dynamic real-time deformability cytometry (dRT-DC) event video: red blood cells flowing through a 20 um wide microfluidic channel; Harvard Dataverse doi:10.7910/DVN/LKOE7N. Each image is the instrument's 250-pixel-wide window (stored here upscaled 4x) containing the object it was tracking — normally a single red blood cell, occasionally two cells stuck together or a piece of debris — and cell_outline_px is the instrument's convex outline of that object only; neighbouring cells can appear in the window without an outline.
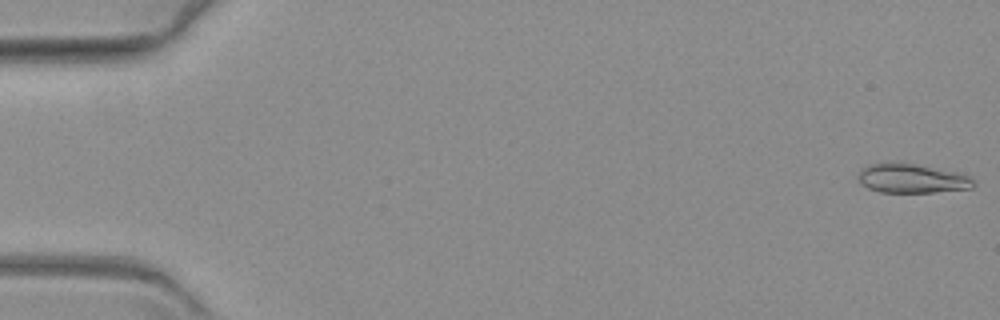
{"species": "common noctule bat (a hibernating species)", "species_latin": "Nyctalus noctula", "temperature_condition": "warm", "stored_images_in_passage": 19, "camera_frame_rate_fps": 3000, "um_per_image_px": 0.085, "animal": {"sex": "female", "body_mass_g": 19.3, "forearm_length_mm": 54.1}, "frame": {"image": 1, "passage_image": 1, "time_ms": 0.0, "image_size_px": [1000, 320], "cell_outline_px": [[972, 188], [932, 192], [880, 192], [868, 188], [860, 184], [856, 176], [860, 168], [868, 164], [888, 160], [900, 160], [960, 172], [968, 176], [972, 180]], "centroid_in_image_um": [77.4, 15.11], "position_along_channel_um": 7.6, "area_um2": 20.46}}
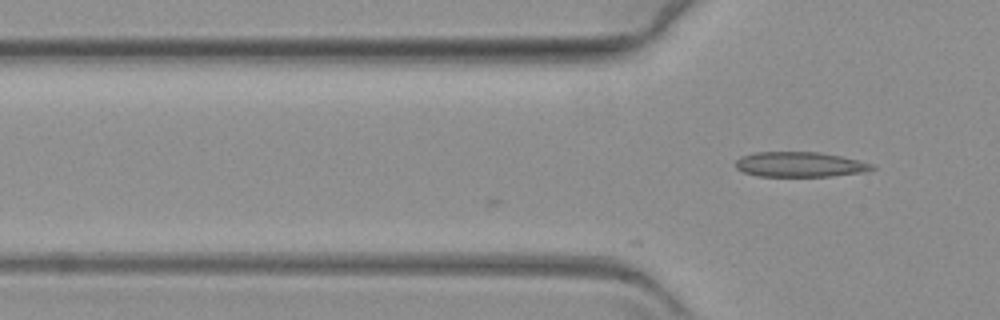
{"frame": {"image": 2, "passage_image": 19, "time_ms": 6.0, "image_size_px": [1000, 320], "cell_outline_px": [[876, 168], [868, 172], [832, 176], [756, 176], [744, 172], [736, 168], [736, 160], [740, 156], [752, 152], [820, 152], [840, 156], [872, 164]], "centroid_in_image_um": [67.97, 13.98], "position_along_channel_um": 57.8, "area_um2": 20.0}}